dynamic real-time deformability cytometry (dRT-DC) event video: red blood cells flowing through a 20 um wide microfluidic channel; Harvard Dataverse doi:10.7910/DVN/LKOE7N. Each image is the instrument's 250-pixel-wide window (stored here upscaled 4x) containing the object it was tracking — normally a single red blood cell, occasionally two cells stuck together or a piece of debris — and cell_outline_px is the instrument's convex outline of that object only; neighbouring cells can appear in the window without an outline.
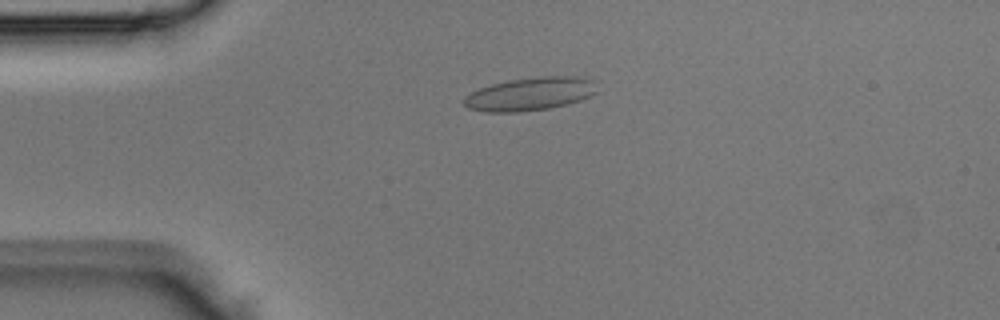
{"species": "Egyptian fruit bat (a non-hibernating species)", "species_latin": "Rousettus aegyptiacus", "temperature_condition": "room temperature", "stored_images_in_passage": 3, "camera_frame_rate_fps": 3000, "um_per_image_px": 0.085, "animal": {"sex": "male"}, "frame": {"image": 1, "passage_image": 2, "time_ms": 0.333, "image_size_px": [1000, 320], "cell_outline_px": [[596, 92], [580, 100], [548, 108], [516, 112], [484, 112], [468, 108], [464, 104], [464, 96], [480, 88], [492, 84], [508, 80], [540, 76], [576, 76], [592, 80]], "centroid_in_image_um": [45.0, 7.98], "position_along_channel_um": 40.0, "area_um2": 25.37}}